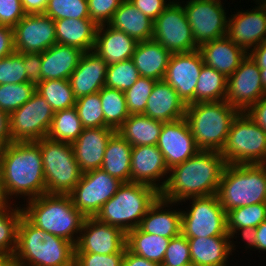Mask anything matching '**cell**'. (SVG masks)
<instances>
[{
  "mask_svg": "<svg viewBox=\"0 0 266 266\" xmlns=\"http://www.w3.org/2000/svg\"><path fill=\"white\" fill-rule=\"evenodd\" d=\"M14 256L20 266H74L75 245L43 231L22 215Z\"/></svg>",
  "mask_w": 266,
  "mask_h": 266,
  "instance_id": "3957f363",
  "label": "cell"
},
{
  "mask_svg": "<svg viewBox=\"0 0 266 266\" xmlns=\"http://www.w3.org/2000/svg\"><path fill=\"white\" fill-rule=\"evenodd\" d=\"M36 91L30 82L0 85V110L10 115L25 104Z\"/></svg>",
  "mask_w": 266,
  "mask_h": 266,
  "instance_id": "7bdbcfd3",
  "label": "cell"
},
{
  "mask_svg": "<svg viewBox=\"0 0 266 266\" xmlns=\"http://www.w3.org/2000/svg\"><path fill=\"white\" fill-rule=\"evenodd\" d=\"M115 132L109 127L83 128L78 139L72 143L82 172L101 168L108 141Z\"/></svg>",
  "mask_w": 266,
  "mask_h": 266,
  "instance_id": "7402d4cb",
  "label": "cell"
},
{
  "mask_svg": "<svg viewBox=\"0 0 266 266\" xmlns=\"http://www.w3.org/2000/svg\"><path fill=\"white\" fill-rule=\"evenodd\" d=\"M4 203H6V201L1 187V177H0V205Z\"/></svg>",
  "mask_w": 266,
  "mask_h": 266,
  "instance_id": "03108f58",
  "label": "cell"
},
{
  "mask_svg": "<svg viewBox=\"0 0 266 266\" xmlns=\"http://www.w3.org/2000/svg\"><path fill=\"white\" fill-rule=\"evenodd\" d=\"M157 147L169 170L193 157L200 150L185 117L163 123Z\"/></svg>",
  "mask_w": 266,
  "mask_h": 266,
  "instance_id": "d6986e66",
  "label": "cell"
},
{
  "mask_svg": "<svg viewBox=\"0 0 266 266\" xmlns=\"http://www.w3.org/2000/svg\"><path fill=\"white\" fill-rule=\"evenodd\" d=\"M25 15L21 0H0V25L13 28Z\"/></svg>",
  "mask_w": 266,
  "mask_h": 266,
  "instance_id": "816d5d0a",
  "label": "cell"
},
{
  "mask_svg": "<svg viewBox=\"0 0 266 266\" xmlns=\"http://www.w3.org/2000/svg\"><path fill=\"white\" fill-rule=\"evenodd\" d=\"M48 0H21L26 14H43Z\"/></svg>",
  "mask_w": 266,
  "mask_h": 266,
  "instance_id": "94428289",
  "label": "cell"
},
{
  "mask_svg": "<svg viewBox=\"0 0 266 266\" xmlns=\"http://www.w3.org/2000/svg\"><path fill=\"white\" fill-rule=\"evenodd\" d=\"M171 55L152 39L137 43L132 60L140 76L160 81L164 79Z\"/></svg>",
  "mask_w": 266,
  "mask_h": 266,
  "instance_id": "f546056e",
  "label": "cell"
},
{
  "mask_svg": "<svg viewBox=\"0 0 266 266\" xmlns=\"http://www.w3.org/2000/svg\"><path fill=\"white\" fill-rule=\"evenodd\" d=\"M75 108L83 128L104 127V114L99 92L76 99Z\"/></svg>",
  "mask_w": 266,
  "mask_h": 266,
  "instance_id": "f6af8a7d",
  "label": "cell"
},
{
  "mask_svg": "<svg viewBox=\"0 0 266 266\" xmlns=\"http://www.w3.org/2000/svg\"><path fill=\"white\" fill-rule=\"evenodd\" d=\"M246 241L245 247L256 248V250L266 251V219L256 227L243 241Z\"/></svg>",
  "mask_w": 266,
  "mask_h": 266,
  "instance_id": "11a10c76",
  "label": "cell"
},
{
  "mask_svg": "<svg viewBox=\"0 0 266 266\" xmlns=\"http://www.w3.org/2000/svg\"><path fill=\"white\" fill-rule=\"evenodd\" d=\"M137 43L125 32L105 24L97 28L93 51L110 65L132 59Z\"/></svg>",
  "mask_w": 266,
  "mask_h": 266,
  "instance_id": "484cf974",
  "label": "cell"
},
{
  "mask_svg": "<svg viewBox=\"0 0 266 266\" xmlns=\"http://www.w3.org/2000/svg\"><path fill=\"white\" fill-rule=\"evenodd\" d=\"M23 62L28 82L37 86L43 81L41 75V53H23Z\"/></svg>",
  "mask_w": 266,
  "mask_h": 266,
  "instance_id": "f5cc1de1",
  "label": "cell"
},
{
  "mask_svg": "<svg viewBox=\"0 0 266 266\" xmlns=\"http://www.w3.org/2000/svg\"><path fill=\"white\" fill-rule=\"evenodd\" d=\"M122 183L101 168L94 169L83 172L81 179L68 195L73 206L86 218L95 217Z\"/></svg>",
  "mask_w": 266,
  "mask_h": 266,
  "instance_id": "4fadbf2b",
  "label": "cell"
},
{
  "mask_svg": "<svg viewBox=\"0 0 266 266\" xmlns=\"http://www.w3.org/2000/svg\"><path fill=\"white\" fill-rule=\"evenodd\" d=\"M186 104L166 81H156L148 98L144 115L161 122L185 117Z\"/></svg>",
  "mask_w": 266,
  "mask_h": 266,
  "instance_id": "cb8c5ba5",
  "label": "cell"
},
{
  "mask_svg": "<svg viewBox=\"0 0 266 266\" xmlns=\"http://www.w3.org/2000/svg\"><path fill=\"white\" fill-rule=\"evenodd\" d=\"M171 238L142 232L138 227L126 234V248L149 261L162 264Z\"/></svg>",
  "mask_w": 266,
  "mask_h": 266,
  "instance_id": "e575fe53",
  "label": "cell"
},
{
  "mask_svg": "<svg viewBox=\"0 0 266 266\" xmlns=\"http://www.w3.org/2000/svg\"><path fill=\"white\" fill-rule=\"evenodd\" d=\"M155 82L156 80L152 78L140 76L135 84L124 92L130 115L144 114Z\"/></svg>",
  "mask_w": 266,
  "mask_h": 266,
  "instance_id": "bcb514c9",
  "label": "cell"
},
{
  "mask_svg": "<svg viewBox=\"0 0 266 266\" xmlns=\"http://www.w3.org/2000/svg\"><path fill=\"white\" fill-rule=\"evenodd\" d=\"M54 111L35 91L31 98L9 115L12 142H36L47 137Z\"/></svg>",
  "mask_w": 266,
  "mask_h": 266,
  "instance_id": "8fae6325",
  "label": "cell"
},
{
  "mask_svg": "<svg viewBox=\"0 0 266 266\" xmlns=\"http://www.w3.org/2000/svg\"><path fill=\"white\" fill-rule=\"evenodd\" d=\"M183 8L198 46L227 36L228 17L221 0H188Z\"/></svg>",
  "mask_w": 266,
  "mask_h": 266,
  "instance_id": "5bb4252c",
  "label": "cell"
},
{
  "mask_svg": "<svg viewBox=\"0 0 266 266\" xmlns=\"http://www.w3.org/2000/svg\"><path fill=\"white\" fill-rule=\"evenodd\" d=\"M11 136L9 132V115L0 110V153L11 143Z\"/></svg>",
  "mask_w": 266,
  "mask_h": 266,
  "instance_id": "680465c9",
  "label": "cell"
},
{
  "mask_svg": "<svg viewBox=\"0 0 266 266\" xmlns=\"http://www.w3.org/2000/svg\"><path fill=\"white\" fill-rule=\"evenodd\" d=\"M41 150L46 194L68 195L82 176L71 143L48 137L35 142Z\"/></svg>",
  "mask_w": 266,
  "mask_h": 266,
  "instance_id": "ba28073f",
  "label": "cell"
},
{
  "mask_svg": "<svg viewBox=\"0 0 266 266\" xmlns=\"http://www.w3.org/2000/svg\"><path fill=\"white\" fill-rule=\"evenodd\" d=\"M168 173L169 169L157 145L132 147L131 182L151 186L160 192L159 179L167 177Z\"/></svg>",
  "mask_w": 266,
  "mask_h": 266,
  "instance_id": "44dd1931",
  "label": "cell"
},
{
  "mask_svg": "<svg viewBox=\"0 0 266 266\" xmlns=\"http://www.w3.org/2000/svg\"><path fill=\"white\" fill-rule=\"evenodd\" d=\"M124 254L75 253L74 266H123Z\"/></svg>",
  "mask_w": 266,
  "mask_h": 266,
  "instance_id": "f907efd6",
  "label": "cell"
},
{
  "mask_svg": "<svg viewBox=\"0 0 266 266\" xmlns=\"http://www.w3.org/2000/svg\"><path fill=\"white\" fill-rule=\"evenodd\" d=\"M10 203L0 205V254L15 253L18 225L23 215L21 207L12 208Z\"/></svg>",
  "mask_w": 266,
  "mask_h": 266,
  "instance_id": "60d3db41",
  "label": "cell"
},
{
  "mask_svg": "<svg viewBox=\"0 0 266 266\" xmlns=\"http://www.w3.org/2000/svg\"><path fill=\"white\" fill-rule=\"evenodd\" d=\"M161 121L147 117L144 114L130 115L117 132L128 141L132 147L142 145H157L161 129Z\"/></svg>",
  "mask_w": 266,
  "mask_h": 266,
  "instance_id": "836d02e7",
  "label": "cell"
},
{
  "mask_svg": "<svg viewBox=\"0 0 266 266\" xmlns=\"http://www.w3.org/2000/svg\"><path fill=\"white\" fill-rule=\"evenodd\" d=\"M192 265L188 239L182 233L171 238L161 266Z\"/></svg>",
  "mask_w": 266,
  "mask_h": 266,
  "instance_id": "c3c4849f",
  "label": "cell"
},
{
  "mask_svg": "<svg viewBox=\"0 0 266 266\" xmlns=\"http://www.w3.org/2000/svg\"><path fill=\"white\" fill-rule=\"evenodd\" d=\"M159 197L160 192L151 186L123 182L95 218L102 223L118 227L127 234L139 226L144 215Z\"/></svg>",
  "mask_w": 266,
  "mask_h": 266,
  "instance_id": "8992f818",
  "label": "cell"
},
{
  "mask_svg": "<svg viewBox=\"0 0 266 266\" xmlns=\"http://www.w3.org/2000/svg\"><path fill=\"white\" fill-rule=\"evenodd\" d=\"M170 204V205H169ZM173 204V205H172ZM177 203L159 197L142 218L138 228L145 233L173 238L181 234V211L164 207Z\"/></svg>",
  "mask_w": 266,
  "mask_h": 266,
  "instance_id": "4316f807",
  "label": "cell"
},
{
  "mask_svg": "<svg viewBox=\"0 0 266 266\" xmlns=\"http://www.w3.org/2000/svg\"><path fill=\"white\" fill-rule=\"evenodd\" d=\"M178 1L170 4L154 20L153 40L161 44L171 54L198 50L185 10Z\"/></svg>",
  "mask_w": 266,
  "mask_h": 266,
  "instance_id": "7c38bea8",
  "label": "cell"
},
{
  "mask_svg": "<svg viewBox=\"0 0 266 266\" xmlns=\"http://www.w3.org/2000/svg\"><path fill=\"white\" fill-rule=\"evenodd\" d=\"M140 77L132 59L107 66L105 86L125 92Z\"/></svg>",
  "mask_w": 266,
  "mask_h": 266,
  "instance_id": "b9f144b4",
  "label": "cell"
},
{
  "mask_svg": "<svg viewBox=\"0 0 266 266\" xmlns=\"http://www.w3.org/2000/svg\"><path fill=\"white\" fill-rule=\"evenodd\" d=\"M138 10L154 21L170 4L166 0H129Z\"/></svg>",
  "mask_w": 266,
  "mask_h": 266,
  "instance_id": "db71d44e",
  "label": "cell"
},
{
  "mask_svg": "<svg viewBox=\"0 0 266 266\" xmlns=\"http://www.w3.org/2000/svg\"><path fill=\"white\" fill-rule=\"evenodd\" d=\"M15 52L12 27L0 25V59Z\"/></svg>",
  "mask_w": 266,
  "mask_h": 266,
  "instance_id": "6f0895ef",
  "label": "cell"
},
{
  "mask_svg": "<svg viewBox=\"0 0 266 266\" xmlns=\"http://www.w3.org/2000/svg\"><path fill=\"white\" fill-rule=\"evenodd\" d=\"M131 151L132 145L116 131L108 141L101 169L121 182H131Z\"/></svg>",
  "mask_w": 266,
  "mask_h": 266,
  "instance_id": "d6a6232c",
  "label": "cell"
},
{
  "mask_svg": "<svg viewBox=\"0 0 266 266\" xmlns=\"http://www.w3.org/2000/svg\"><path fill=\"white\" fill-rule=\"evenodd\" d=\"M0 266H20L14 254H0Z\"/></svg>",
  "mask_w": 266,
  "mask_h": 266,
  "instance_id": "be15d7a7",
  "label": "cell"
},
{
  "mask_svg": "<svg viewBox=\"0 0 266 266\" xmlns=\"http://www.w3.org/2000/svg\"><path fill=\"white\" fill-rule=\"evenodd\" d=\"M205 65L229 77L239 67L247 52L227 36L205 42L198 48Z\"/></svg>",
  "mask_w": 266,
  "mask_h": 266,
  "instance_id": "d4e9b609",
  "label": "cell"
},
{
  "mask_svg": "<svg viewBox=\"0 0 266 266\" xmlns=\"http://www.w3.org/2000/svg\"><path fill=\"white\" fill-rule=\"evenodd\" d=\"M36 91L46 100L54 112L75 107L76 98L69 80H43Z\"/></svg>",
  "mask_w": 266,
  "mask_h": 266,
  "instance_id": "ab89813d",
  "label": "cell"
},
{
  "mask_svg": "<svg viewBox=\"0 0 266 266\" xmlns=\"http://www.w3.org/2000/svg\"><path fill=\"white\" fill-rule=\"evenodd\" d=\"M107 63L93 50L84 52L69 78L76 99L99 92L105 86Z\"/></svg>",
  "mask_w": 266,
  "mask_h": 266,
  "instance_id": "603a6c76",
  "label": "cell"
},
{
  "mask_svg": "<svg viewBox=\"0 0 266 266\" xmlns=\"http://www.w3.org/2000/svg\"><path fill=\"white\" fill-rule=\"evenodd\" d=\"M104 114V127L117 131L130 116L123 91L104 86L99 91Z\"/></svg>",
  "mask_w": 266,
  "mask_h": 266,
  "instance_id": "74e56055",
  "label": "cell"
},
{
  "mask_svg": "<svg viewBox=\"0 0 266 266\" xmlns=\"http://www.w3.org/2000/svg\"><path fill=\"white\" fill-rule=\"evenodd\" d=\"M260 75H261V79L263 82V86L266 90V68L265 69H260Z\"/></svg>",
  "mask_w": 266,
  "mask_h": 266,
  "instance_id": "e7e4bbea",
  "label": "cell"
},
{
  "mask_svg": "<svg viewBox=\"0 0 266 266\" xmlns=\"http://www.w3.org/2000/svg\"><path fill=\"white\" fill-rule=\"evenodd\" d=\"M203 64L199 50L171 55L163 80L176 90L186 105L195 103V88Z\"/></svg>",
  "mask_w": 266,
  "mask_h": 266,
  "instance_id": "ac0fdd59",
  "label": "cell"
},
{
  "mask_svg": "<svg viewBox=\"0 0 266 266\" xmlns=\"http://www.w3.org/2000/svg\"><path fill=\"white\" fill-rule=\"evenodd\" d=\"M23 53L13 52L0 59V85L28 82Z\"/></svg>",
  "mask_w": 266,
  "mask_h": 266,
  "instance_id": "7dc6e473",
  "label": "cell"
},
{
  "mask_svg": "<svg viewBox=\"0 0 266 266\" xmlns=\"http://www.w3.org/2000/svg\"><path fill=\"white\" fill-rule=\"evenodd\" d=\"M109 26L125 32L137 42L153 39L154 21L138 10L129 0H123Z\"/></svg>",
  "mask_w": 266,
  "mask_h": 266,
  "instance_id": "4dcf8cb0",
  "label": "cell"
},
{
  "mask_svg": "<svg viewBox=\"0 0 266 266\" xmlns=\"http://www.w3.org/2000/svg\"><path fill=\"white\" fill-rule=\"evenodd\" d=\"M266 219V203L237 207L227 212V230L234 238L240 232L245 239Z\"/></svg>",
  "mask_w": 266,
  "mask_h": 266,
  "instance_id": "d590c367",
  "label": "cell"
},
{
  "mask_svg": "<svg viewBox=\"0 0 266 266\" xmlns=\"http://www.w3.org/2000/svg\"><path fill=\"white\" fill-rule=\"evenodd\" d=\"M190 210L181 211V233L187 238L231 237L227 230V213L217 194L192 197Z\"/></svg>",
  "mask_w": 266,
  "mask_h": 266,
  "instance_id": "30bf717a",
  "label": "cell"
},
{
  "mask_svg": "<svg viewBox=\"0 0 266 266\" xmlns=\"http://www.w3.org/2000/svg\"><path fill=\"white\" fill-rule=\"evenodd\" d=\"M226 165L220 151L199 150L169 170L160 184V197L179 204L188 198L215 195Z\"/></svg>",
  "mask_w": 266,
  "mask_h": 266,
  "instance_id": "6da1fadb",
  "label": "cell"
},
{
  "mask_svg": "<svg viewBox=\"0 0 266 266\" xmlns=\"http://www.w3.org/2000/svg\"><path fill=\"white\" fill-rule=\"evenodd\" d=\"M0 177L6 202L14 195L30 200L46 194L40 147L35 142L7 144L0 153Z\"/></svg>",
  "mask_w": 266,
  "mask_h": 266,
  "instance_id": "7a4b0ae2",
  "label": "cell"
},
{
  "mask_svg": "<svg viewBox=\"0 0 266 266\" xmlns=\"http://www.w3.org/2000/svg\"><path fill=\"white\" fill-rule=\"evenodd\" d=\"M13 31L18 53H43L57 44L54 20L45 14H26Z\"/></svg>",
  "mask_w": 266,
  "mask_h": 266,
  "instance_id": "e0dca14e",
  "label": "cell"
},
{
  "mask_svg": "<svg viewBox=\"0 0 266 266\" xmlns=\"http://www.w3.org/2000/svg\"><path fill=\"white\" fill-rule=\"evenodd\" d=\"M227 37L247 53L265 41L266 5L260 3L251 11L232 14L228 18Z\"/></svg>",
  "mask_w": 266,
  "mask_h": 266,
  "instance_id": "ffe728a7",
  "label": "cell"
},
{
  "mask_svg": "<svg viewBox=\"0 0 266 266\" xmlns=\"http://www.w3.org/2000/svg\"><path fill=\"white\" fill-rule=\"evenodd\" d=\"M248 54L256 62L260 69L266 68V40L259 44L257 47L252 48Z\"/></svg>",
  "mask_w": 266,
  "mask_h": 266,
  "instance_id": "6125c7cd",
  "label": "cell"
},
{
  "mask_svg": "<svg viewBox=\"0 0 266 266\" xmlns=\"http://www.w3.org/2000/svg\"><path fill=\"white\" fill-rule=\"evenodd\" d=\"M221 155L226 164H266V132L240 112L231 124Z\"/></svg>",
  "mask_w": 266,
  "mask_h": 266,
  "instance_id": "9c48e42d",
  "label": "cell"
},
{
  "mask_svg": "<svg viewBox=\"0 0 266 266\" xmlns=\"http://www.w3.org/2000/svg\"><path fill=\"white\" fill-rule=\"evenodd\" d=\"M263 96H266V90L261 79L260 68L247 54L234 73L227 78L225 100L240 112H245Z\"/></svg>",
  "mask_w": 266,
  "mask_h": 266,
  "instance_id": "9a60e30c",
  "label": "cell"
},
{
  "mask_svg": "<svg viewBox=\"0 0 266 266\" xmlns=\"http://www.w3.org/2000/svg\"><path fill=\"white\" fill-rule=\"evenodd\" d=\"M57 44L73 46L83 52L92 51L98 26L91 19L54 20Z\"/></svg>",
  "mask_w": 266,
  "mask_h": 266,
  "instance_id": "1f68e13d",
  "label": "cell"
},
{
  "mask_svg": "<svg viewBox=\"0 0 266 266\" xmlns=\"http://www.w3.org/2000/svg\"><path fill=\"white\" fill-rule=\"evenodd\" d=\"M83 126L75 107L54 112L47 137L51 140L73 143L82 133Z\"/></svg>",
  "mask_w": 266,
  "mask_h": 266,
  "instance_id": "f35d334b",
  "label": "cell"
},
{
  "mask_svg": "<svg viewBox=\"0 0 266 266\" xmlns=\"http://www.w3.org/2000/svg\"><path fill=\"white\" fill-rule=\"evenodd\" d=\"M217 196L226 213L237 207L266 203V164H227Z\"/></svg>",
  "mask_w": 266,
  "mask_h": 266,
  "instance_id": "52a82bcc",
  "label": "cell"
},
{
  "mask_svg": "<svg viewBox=\"0 0 266 266\" xmlns=\"http://www.w3.org/2000/svg\"><path fill=\"white\" fill-rule=\"evenodd\" d=\"M123 0H88L89 18L97 25L110 22Z\"/></svg>",
  "mask_w": 266,
  "mask_h": 266,
  "instance_id": "681fc988",
  "label": "cell"
},
{
  "mask_svg": "<svg viewBox=\"0 0 266 266\" xmlns=\"http://www.w3.org/2000/svg\"><path fill=\"white\" fill-rule=\"evenodd\" d=\"M227 94V77L203 64L195 88V103L223 101Z\"/></svg>",
  "mask_w": 266,
  "mask_h": 266,
  "instance_id": "8d00e7d4",
  "label": "cell"
},
{
  "mask_svg": "<svg viewBox=\"0 0 266 266\" xmlns=\"http://www.w3.org/2000/svg\"><path fill=\"white\" fill-rule=\"evenodd\" d=\"M245 113L266 132V96L251 105Z\"/></svg>",
  "mask_w": 266,
  "mask_h": 266,
  "instance_id": "9f6ffc18",
  "label": "cell"
},
{
  "mask_svg": "<svg viewBox=\"0 0 266 266\" xmlns=\"http://www.w3.org/2000/svg\"><path fill=\"white\" fill-rule=\"evenodd\" d=\"M27 203L23 215L33 225L76 245L86 217L73 206L69 195L43 194Z\"/></svg>",
  "mask_w": 266,
  "mask_h": 266,
  "instance_id": "277c9868",
  "label": "cell"
},
{
  "mask_svg": "<svg viewBox=\"0 0 266 266\" xmlns=\"http://www.w3.org/2000/svg\"><path fill=\"white\" fill-rule=\"evenodd\" d=\"M43 14L53 20L90 19L88 0H48Z\"/></svg>",
  "mask_w": 266,
  "mask_h": 266,
  "instance_id": "ee69618b",
  "label": "cell"
},
{
  "mask_svg": "<svg viewBox=\"0 0 266 266\" xmlns=\"http://www.w3.org/2000/svg\"><path fill=\"white\" fill-rule=\"evenodd\" d=\"M240 113L226 100L187 104L185 119L200 150L222 151L233 120Z\"/></svg>",
  "mask_w": 266,
  "mask_h": 266,
  "instance_id": "5b68a950",
  "label": "cell"
},
{
  "mask_svg": "<svg viewBox=\"0 0 266 266\" xmlns=\"http://www.w3.org/2000/svg\"><path fill=\"white\" fill-rule=\"evenodd\" d=\"M84 52L73 46L54 44L41 53L43 80H69Z\"/></svg>",
  "mask_w": 266,
  "mask_h": 266,
  "instance_id": "f1b7e54d",
  "label": "cell"
},
{
  "mask_svg": "<svg viewBox=\"0 0 266 266\" xmlns=\"http://www.w3.org/2000/svg\"><path fill=\"white\" fill-rule=\"evenodd\" d=\"M79 236L75 253L125 254L126 233L95 217L85 218Z\"/></svg>",
  "mask_w": 266,
  "mask_h": 266,
  "instance_id": "2e32d148",
  "label": "cell"
},
{
  "mask_svg": "<svg viewBox=\"0 0 266 266\" xmlns=\"http://www.w3.org/2000/svg\"><path fill=\"white\" fill-rule=\"evenodd\" d=\"M123 266H161L160 264L149 261L143 257L130 252L125 248V254L123 257Z\"/></svg>",
  "mask_w": 266,
  "mask_h": 266,
  "instance_id": "91938a15",
  "label": "cell"
},
{
  "mask_svg": "<svg viewBox=\"0 0 266 266\" xmlns=\"http://www.w3.org/2000/svg\"><path fill=\"white\" fill-rule=\"evenodd\" d=\"M232 237L187 238L193 266H228L234 249Z\"/></svg>",
  "mask_w": 266,
  "mask_h": 266,
  "instance_id": "83f0119b",
  "label": "cell"
}]
</instances>
